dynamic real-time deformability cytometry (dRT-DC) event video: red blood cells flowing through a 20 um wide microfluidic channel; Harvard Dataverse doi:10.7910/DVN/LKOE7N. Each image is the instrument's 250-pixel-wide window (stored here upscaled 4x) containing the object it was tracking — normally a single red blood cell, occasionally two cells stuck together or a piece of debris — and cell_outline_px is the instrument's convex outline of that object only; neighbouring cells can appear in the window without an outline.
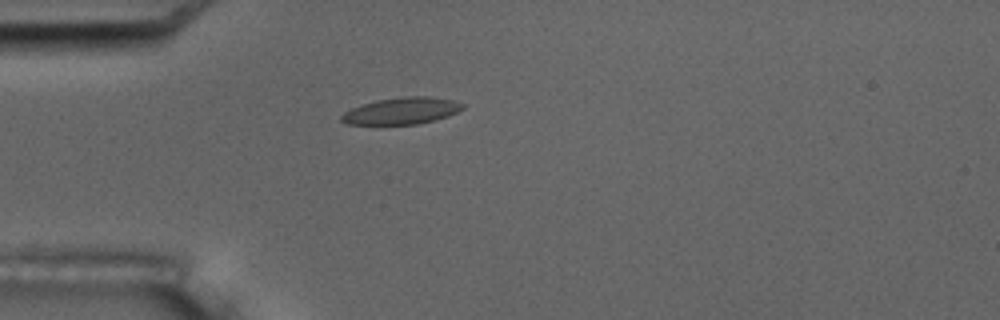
{"species": "common noctule bat (a hibernating species)", "species_latin": "Nyctalus noctula", "temperature_condition": "room temperature", "stored_images_in_passage": 8, "camera_frame_rate_fps": 3000, "um_per_image_px": 0.085, "animal": {"sex": "male", "body_mass_g": 17.5, "forearm_length_mm": 52.3}, "frame": {"image": 1, "passage_image": 2, "time_ms": 1.333, "image_size_px": [1000, 320], "cell_outline_px": [[464, 108], [448, 116], [416, 124], [348, 124], [340, 120], [340, 116], [344, 112], [352, 108], [376, 100], [404, 96], [428, 96], [452, 100], [464, 104]], "centroid_in_image_um": [34.13, 9.41], "position_along_channel_um": 50.9, "area_um2": 18.67}}
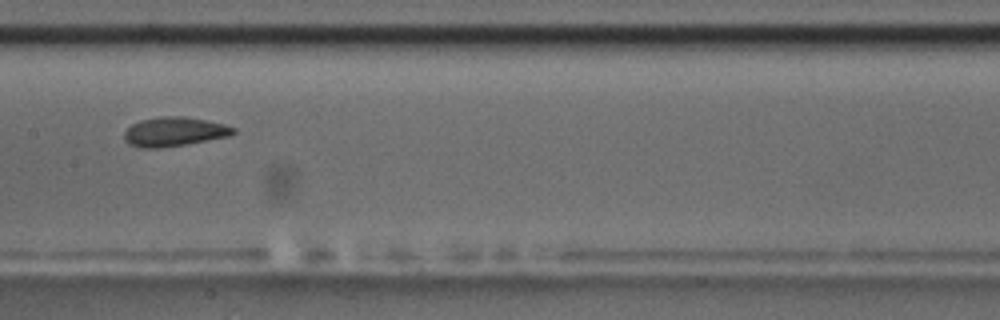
{"frame": {"image": 2, "passage_image": 6, "time_ms": 5.667, "image_size_px": [1000, 320], "cell_outline_px": [[236, 132], [228, 136], [184, 144], [160, 148], [140, 148], [128, 144], [124, 140], [124, 132], [132, 124], [140, 120], [160, 116], [184, 116], [224, 124], [236, 128]], "centroid_in_image_um": [14.77, 11.19], "position_along_channel_um": 192.6, "area_um2": 18.5}}
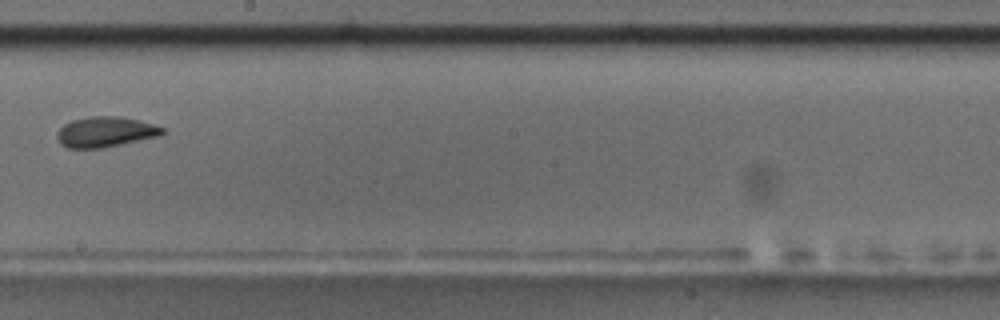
{"frame": {"image": 3, "passage_image": 7, "time_ms": 7.0, "image_size_px": [1000, 320], "cell_outline_px": [[164, 132], [160, 136], [100, 148], [68, 148], [60, 144], [56, 136], [56, 132], [64, 124], [72, 120], [88, 116], [120, 116], [140, 120], [156, 124], [164, 128]], "centroid_in_image_um": [8.96, 11.2], "position_along_channel_um": 239.2, "area_um2": 18.79}}